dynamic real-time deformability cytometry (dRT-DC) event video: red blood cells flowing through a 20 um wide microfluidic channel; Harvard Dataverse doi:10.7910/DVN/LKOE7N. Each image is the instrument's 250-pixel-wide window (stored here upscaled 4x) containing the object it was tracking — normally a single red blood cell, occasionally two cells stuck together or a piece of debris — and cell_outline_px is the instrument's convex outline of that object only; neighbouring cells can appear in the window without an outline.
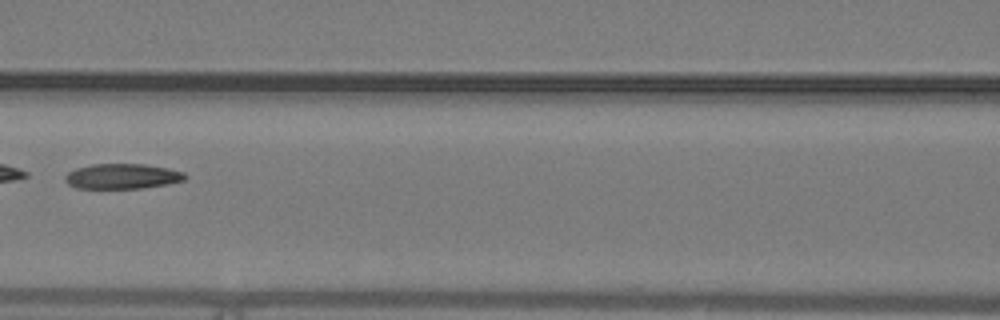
{"species": "common noctule bat (a hibernating species)", "species_latin": "Nyctalus noctula", "temperature_condition": "warm", "stored_images_in_passage": 41, "camera_frame_rate_fps": 3000, "um_per_image_px": 0.085, "animal": {"sex": "male", "body_mass_g": 19.2, "forearm_length_mm": 51.8}, "frame": {"image": 1, "passage_image": 18, "time_ms": 5.667, "image_size_px": [1000, 320], "cell_outline_px": [[188, 176], [184, 180], [168, 184], [140, 188], [76, 188], [68, 184], [64, 180], [64, 176], [68, 172], [76, 168], [92, 164], [144, 164], [168, 168], [184, 172]], "centroid_in_image_um": [10.39, 14.98], "position_along_channel_um": 156.2, "area_um2": 17.63}}